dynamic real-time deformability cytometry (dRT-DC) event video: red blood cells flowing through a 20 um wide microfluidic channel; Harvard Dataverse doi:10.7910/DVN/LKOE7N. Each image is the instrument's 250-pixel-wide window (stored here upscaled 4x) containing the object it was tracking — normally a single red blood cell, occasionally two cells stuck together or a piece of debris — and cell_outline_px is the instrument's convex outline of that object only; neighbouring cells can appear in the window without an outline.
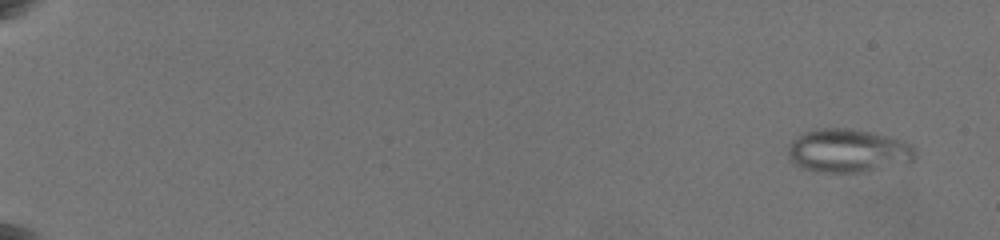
{"species": "common noctule bat (a hibernating species)", "species_latin": "Nyctalus noctula", "temperature_condition": "warm", "stored_images_in_passage": 47, "camera_frame_rate_fps": 3000, "um_per_image_px": 0.085, "animal": {"sex": "female", "body_mass_g": 19.5, "forearm_length_mm": 54.1}, "frame": {"image": 1, "passage_image": 3, "time_ms": 1.0, "image_size_px": [1000, 240], "cell_outline_px": [[916, 156], [912, 160], [860, 172], [816, 172], [804, 168], [788, 160], [788, 144], [800, 132], [816, 128], [848, 128], [872, 132], [904, 140], [912, 144], [916, 148]], "centroid_in_image_um": [72.02, 12.78], "position_along_channel_um": 13.0, "area_um2": 32.31}}
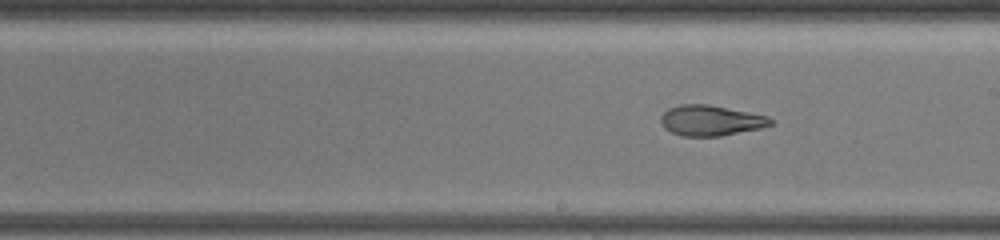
{"frame": {"image": 2, "passage_image": 30, "time_ms": 12.667, "image_size_px": [1000, 240], "cell_outline_px": [[772, 124], [760, 128], [720, 136], [680, 136], [664, 128], [660, 120], [660, 116], [668, 108], [680, 104], [708, 104], [768, 116], [772, 120]], "centroid_in_image_um": [60.37, 10.24], "position_along_channel_um": 228.6, "area_um2": 19.42}}
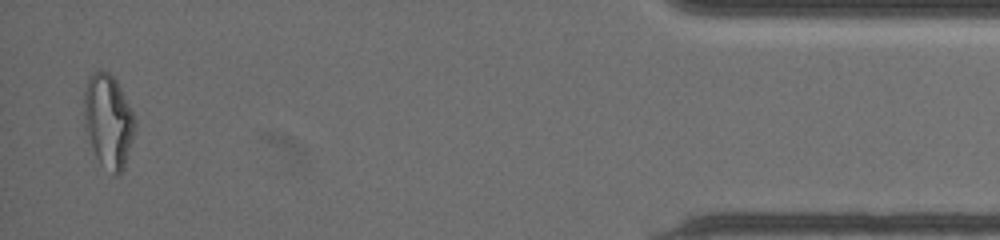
{"frame": {"image": 3, "passage_image": 47, "time_ms": 20.0, "image_size_px": [1000, 240], "cell_outline_px": [[136, 124], [132, 140], [124, 168], [120, 176], [116, 176], [96, 156], [92, 148], [84, 124], [84, 92], [88, 76], [100, 68], [104, 68], [116, 80], [136, 120]], "centroid_in_image_um": [9.2, 10.24], "position_along_channel_um": 426.0, "area_um2": 27.51}, "authors_computed_cell_mechanics": {"area_um2": 25.6054, "velocity_mm_per_s": 3.5825, "shape_relaxation_time_tau1_ms": null, "shape_relaxation_time_tau2_ms": 1.6838, "deformation_change_tau1": null, "deformation_change_tau2": 0.0944}}